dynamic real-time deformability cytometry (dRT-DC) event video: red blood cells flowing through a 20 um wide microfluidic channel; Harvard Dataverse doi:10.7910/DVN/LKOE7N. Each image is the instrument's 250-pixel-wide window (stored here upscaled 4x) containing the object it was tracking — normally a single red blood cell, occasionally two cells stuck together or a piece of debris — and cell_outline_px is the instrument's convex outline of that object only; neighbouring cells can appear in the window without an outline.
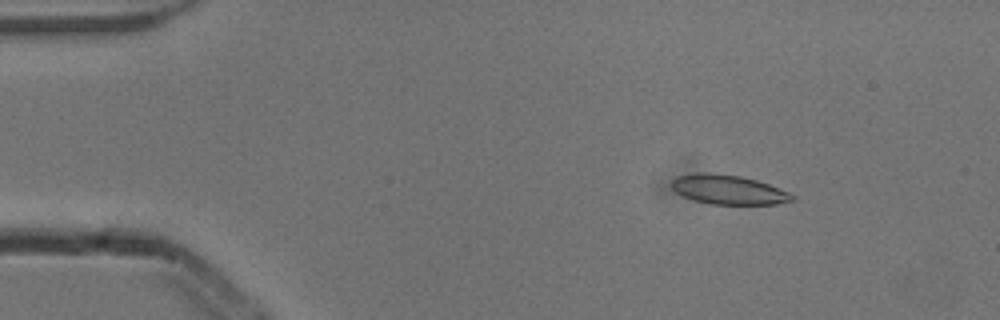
{"species": "common noctule bat (a hibernating species)", "species_latin": "Nyctalus noctula", "temperature_condition": "cold", "stored_images_in_passage": 5, "camera_frame_rate_fps": 3000, "um_per_image_px": 0.085, "animal": {"sex": "male", "body_mass_g": 13.3}, "frame": {"image": 1, "passage_image": 2, "time_ms": 0.333, "image_size_px": [1000, 320], "cell_outline_px": [[796, 200], [776, 204], [712, 204], [692, 200], [676, 192], [672, 188], [672, 180], [676, 176], [696, 172], [704, 172], [740, 176], [756, 180], [768, 184], [788, 192], [796, 196]], "centroid_in_image_um": [61.9, 16.12], "position_along_channel_um": 23.1, "area_um2": 20.63}}
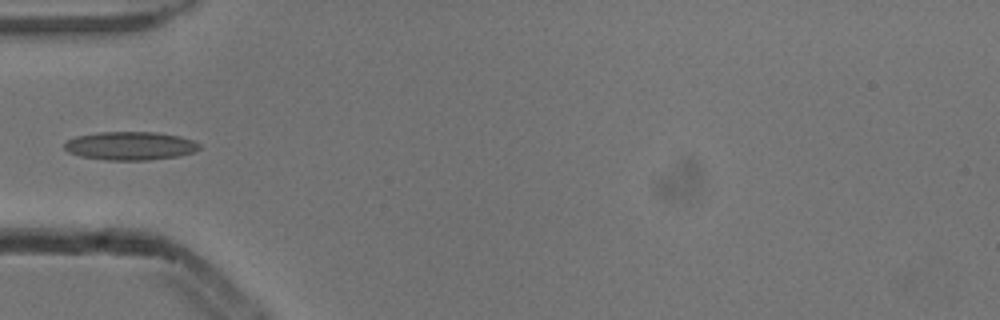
{"frame": {"image": 2, "passage_image": 5, "time_ms": 1.333, "image_size_px": [1000, 320], "cell_outline_px": [[200, 148], [192, 152], [176, 156], [148, 160], [104, 160], [80, 156], [68, 152], [64, 148], [64, 144], [68, 140], [76, 136], [100, 132], [156, 132], [180, 136], [192, 140], [200, 144]], "centroid_in_image_um": [11.05, 12.39], "position_along_channel_um": 74.0, "area_um2": 22.25}}